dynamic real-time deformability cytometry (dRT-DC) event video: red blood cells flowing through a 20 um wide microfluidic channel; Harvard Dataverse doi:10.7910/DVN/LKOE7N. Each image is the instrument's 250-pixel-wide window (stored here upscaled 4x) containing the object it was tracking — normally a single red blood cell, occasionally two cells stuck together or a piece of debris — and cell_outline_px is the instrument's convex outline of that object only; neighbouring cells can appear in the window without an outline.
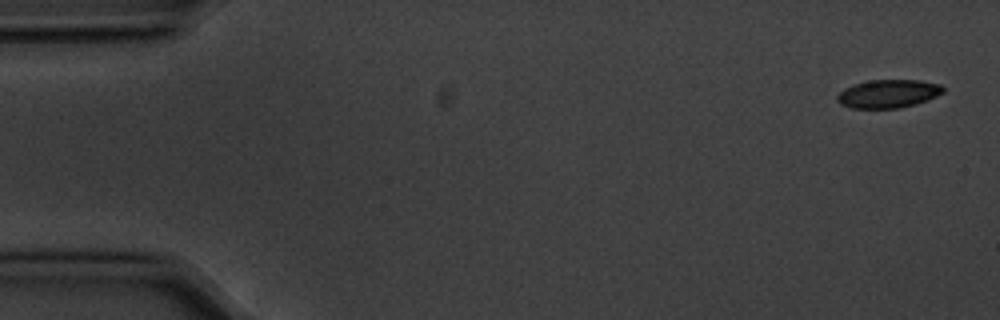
{"species": "common noctule bat (a hibernating species)", "species_latin": "Nyctalus noctula", "temperature_condition": "cold", "stored_images_in_passage": 5, "segment_of_instrument_passage": [1, 2], "camera_frame_rate_fps": 3000, "um_per_image_px": 0.085, "animal": {"sex": "male", "body_mass_g": 20.1, "forearm_length_mm": 53.5}, "frame": {"image": 1, "passage_image": 1, "time_ms": 0.0, "image_size_px": [1000, 320], "cell_outline_px": [[944, 92], [928, 100], [916, 104], [900, 108], [852, 108], [840, 104], [836, 100], [836, 96], [844, 88], [852, 84], [868, 80], [920, 80], [940, 84], [944, 88]], "centroid_in_image_um": [75.49, 7.96], "position_along_channel_um": 9.5, "area_um2": 17.63}}
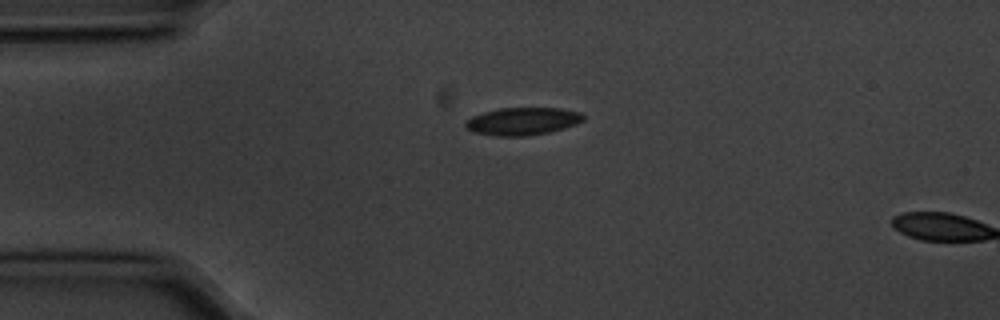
{"frame": {"image": 2, "passage_image": 4, "time_ms": 1.0, "image_size_px": [1000, 320], "cell_outline_px": [[584, 120], [576, 124], [564, 128], [548, 132], [528, 136], [496, 136], [472, 132], [464, 124], [464, 120], [472, 116], [484, 112], [500, 108], [560, 108], [580, 112], [584, 116]], "centroid_in_image_um": [44.4, 10.31], "position_along_channel_um": 40.6, "area_um2": 19.02}}